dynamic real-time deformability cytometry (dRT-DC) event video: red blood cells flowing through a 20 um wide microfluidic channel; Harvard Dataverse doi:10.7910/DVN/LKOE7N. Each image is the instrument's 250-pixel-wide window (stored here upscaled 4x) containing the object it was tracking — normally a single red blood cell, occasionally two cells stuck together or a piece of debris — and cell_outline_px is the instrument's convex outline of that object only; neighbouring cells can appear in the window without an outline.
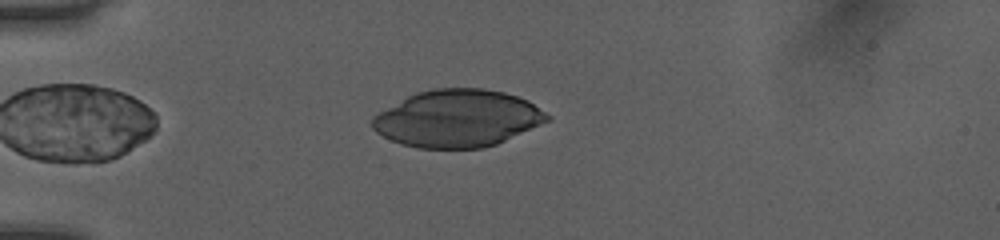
{"species": "human", "species_latin": "Homo sapiens", "temperature_condition": "room temperature", "stored_images_in_passage": 42, "camera_frame_rate_fps": 3000, "um_per_image_px": 0.085, "donor": {"sex": "female"}, "frame": {"image": 1, "passage_image": 8, "time_ms": 2.333, "image_size_px": [1000, 240], "cell_outline_px": [[552, 120], [496, 144], [480, 148], [420, 148], [400, 144], [376, 132], [372, 128], [372, 116], [408, 96], [416, 92], [436, 88], [484, 88], [504, 92], [528, 100], [552, 116]], "centroid_in_image_um": [38.92, 10.06], "position_along_channel_um": 46.1, "area_um2": 58.32}}
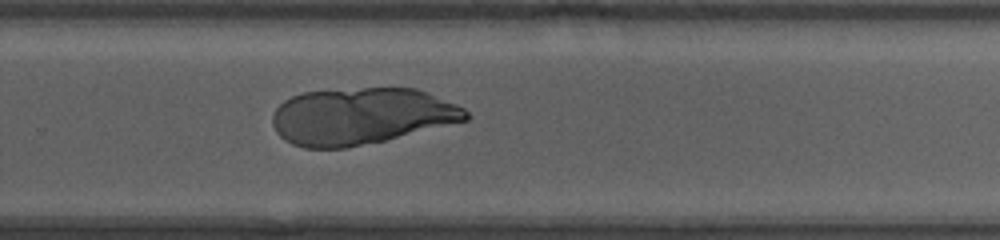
{"frame": {"image": 2, "passage_image": 29, "time_ms": 9.333, "image_size_px": [1000, 240], "cell_outline_px": [[472, 116], [468, 120], [384, 140], [344, 148], [304, 148], [292, 144], [284, 140], [276, 132], [272, 124], [272, 116], [276, 108], [284, 100], [292, 96], [304, 92], [364, 88], [416, 88], [428, 92], [456, 104], [464, 108]], "centroid_in_image_um": [30.69, 9.87], "position_along_channel_um": 299.1, "area_um2": 63.75}}